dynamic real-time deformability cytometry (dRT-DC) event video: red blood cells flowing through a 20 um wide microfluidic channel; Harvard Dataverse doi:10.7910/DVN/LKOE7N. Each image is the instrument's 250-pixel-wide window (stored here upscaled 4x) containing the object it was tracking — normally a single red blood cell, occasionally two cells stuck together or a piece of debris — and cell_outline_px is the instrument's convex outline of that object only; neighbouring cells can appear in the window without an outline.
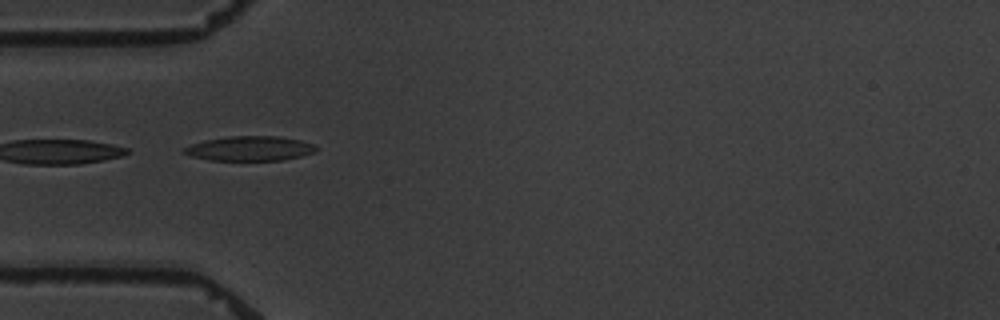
{"species": "common noctule bat (a hibernating species)", "species_latin": "Nyctalus noctula", "temperature_condition": "warm", "stored_images_in_passage": 5, "camera_frame_rate_fps": 3000, "um_per_image_px": 0.085, "animal": {"sex": "male", "body_mass_g": 19.5, "forearm_length_mm": 54.6}, "frame": {"image": 1, "passage_image": 4, "time_ms": 4.0, "image_size_px": [1000, 320], "cell_outline_px": [[316, 152], [284, 160], [208, 160], [192, 156], [180, 152], [184, 148], [192, 144], [204, 140], [228, 136], [276, 136], [300, 140], [312, 144], [316, 148]], "centroid_in_image_um": [21.2, 12.62], "position_along_channel_um": 63.8, "area_um2": 18.9}}